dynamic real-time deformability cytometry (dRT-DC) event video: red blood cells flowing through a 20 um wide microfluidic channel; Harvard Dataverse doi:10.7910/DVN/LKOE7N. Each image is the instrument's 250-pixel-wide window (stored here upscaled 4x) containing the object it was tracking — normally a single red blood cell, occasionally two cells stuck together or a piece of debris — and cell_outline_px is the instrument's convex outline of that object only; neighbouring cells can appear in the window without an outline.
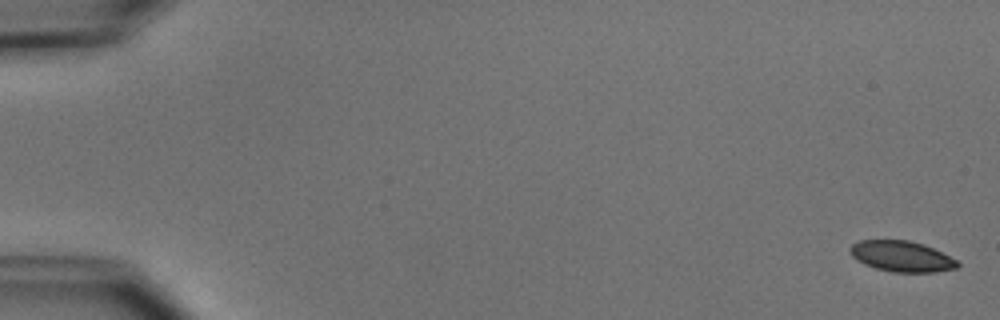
{"species": "common noctule bat (a hibernating species)", "species_latin": "Nyctalus noctula", "temperature_condition": "cold", "stored_images_in_passage": 6, "camera_frame_rate_fps": 3000, "um_per_image_px": 0.085, "animal": {"sex": "male", "body_mass_g": 15.6}, "frame": {"image": 1, "passage_image": 1, "time_ms": 0.0, "image_size_px": [1000, 320], "cell_outline_px": [[960, 264], [956, 268], [936, 272], [892, 272], [876, 268], [864, 264], [856, 260], [848, 252], [848, 248], [852, 244], [860, 240], [908, 240], [924, 244], [956, 260]], "centroid_in_image_um": [76.59, 21.78], "position_along_channel_um": 8.4, "area_um2": 19.25}}
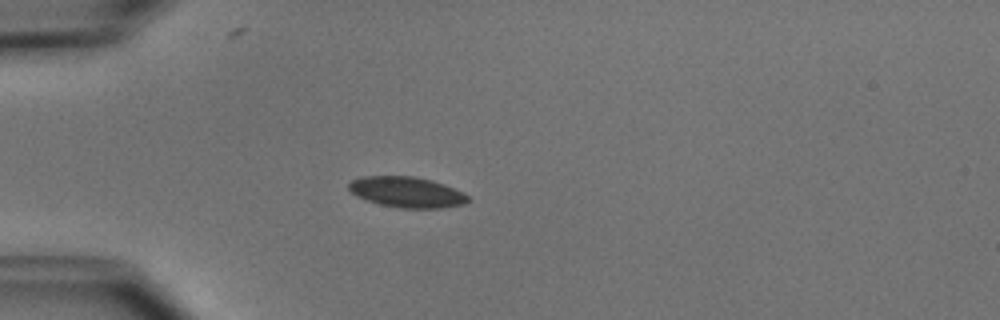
{"frame": {"image": 2, "passage_image": 5, "time_ms": 4.667, "image_size_px": [1000, 320], "cell_outline_px": [[472, 200], [464, 204], [440, 208], [400, 208], [380, 204], [356, 196], [348, 188], [348, 184], [352, 180], [364, 176], [412, 176], [432, 180], [444, 184], [464, 192]], "centroid_in_image_um": [34.61, 16.33], "position_along_channel_um": 50.4, "area_um2": 21.33}}